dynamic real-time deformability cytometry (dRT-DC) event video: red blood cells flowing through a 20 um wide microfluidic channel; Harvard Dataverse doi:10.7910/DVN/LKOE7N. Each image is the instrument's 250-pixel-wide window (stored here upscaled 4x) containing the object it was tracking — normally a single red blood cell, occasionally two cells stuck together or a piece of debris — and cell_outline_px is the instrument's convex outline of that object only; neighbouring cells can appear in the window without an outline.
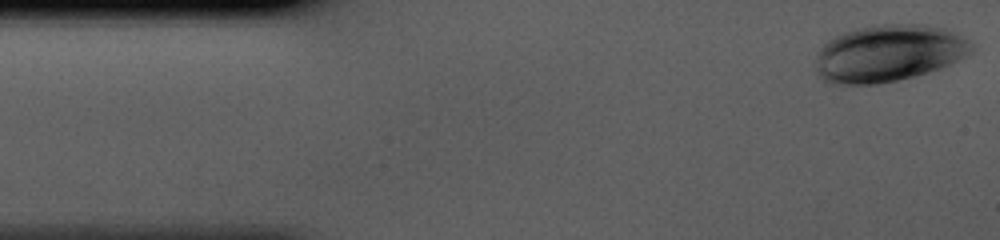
{"species": "human", "species_latin": "Homo sapiens", "temperature_condition": "cold", "stored_images_in_passage": 42, "camera_frame_rate_fps": 3000, "um_per_image_px": 0.085, "donor": {"sex": "male"}, "frame": {"image": 1, "passage_image": 1, "time_ms": 0.0, "image_size_px": [1000, 240], "cell_outline_px": [[972, 52], [940, 68], [912, 76], [896, 80], [876, 84], [828, 84], [820, 80], [816, 72], [816, 56], [820, 48], [828, 40], [844, 32], [860, 28], [880, 24], [924, 24], [940, 28], [972, 44]], "centroid_in_image_um": [75.42, 4.55], "position_along_channel_um": 9.6, "area_um2": 50.98}}
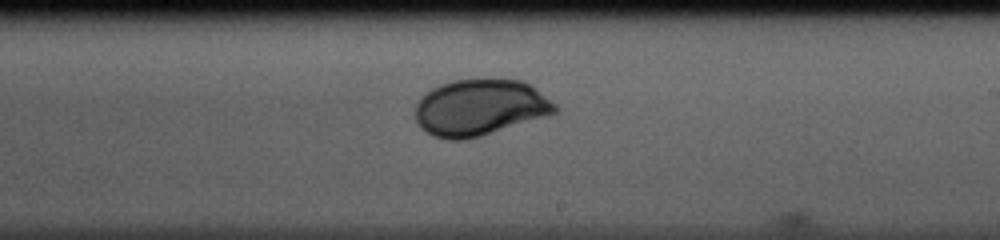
{"frame": {"image": 2, "passage_image": 24, "time_ms": 7.667, "image_size_px": [1000, 240], "cell_outline_px": [[560, 108], [556, 112], [480, 136], [464, 140], [448, 140], [432, 136], [420, 128], [416, 120], [416, 104], [420, 96], [432, 88], [440, 84], [456, 80], [524, 80], [556, 104]], "centroid_in_image_um": [40.74, 9.15], "position_along_channel_um": 248.3, "area_um2": 45.43}}
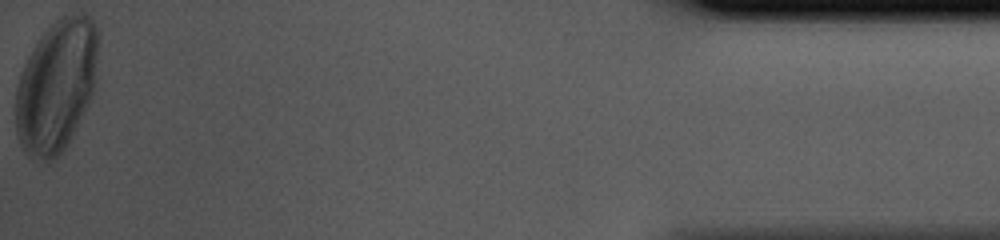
{"frame": {"image": 3, "passage_image": 42, "time_ms": 13.667, "image_size_px": [1000, 240], "cell_outline_px": [[96, 76], [92, 92], [88, 104], [64, 152], [60, 156], [48, 164], [32, 160], [24, 152], [16, 136], [16, 88], [24, 64], [32, 48], [40, 36], [60, 16], [80, 12], [84, 12], [92, 20], [96, 28]], "centroid_in_image_um": [4.76, 7.38], "position_along_channel_um": 430.4, "area_um2": 64.04}}